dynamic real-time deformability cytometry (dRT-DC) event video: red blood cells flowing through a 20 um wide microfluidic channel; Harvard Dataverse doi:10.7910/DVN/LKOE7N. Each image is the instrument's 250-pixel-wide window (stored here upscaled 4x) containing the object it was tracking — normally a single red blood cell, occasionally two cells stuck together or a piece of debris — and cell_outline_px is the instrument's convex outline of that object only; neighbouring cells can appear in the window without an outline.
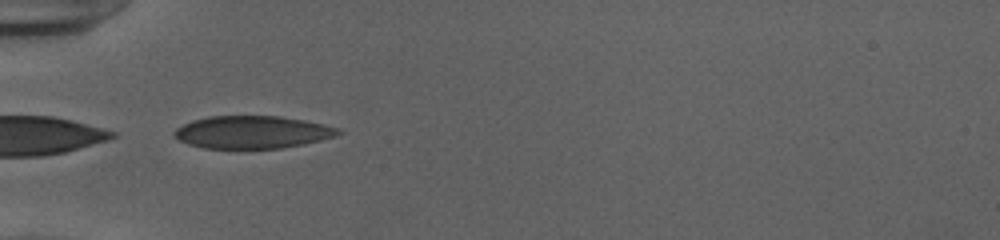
{"species": "human", "species_latin": "Homo sapiens", "temperature_condition": "cold", "stored_images_in_passage": 34, "camera_frame_rate_fps": 3000, "um_per_image_px": 0.085, "donor": {"sex": "female"}, "frame": {"image": 1, "passage_image": 1, "time_ms": 0.0, "image_size_px": [1000, 240], "cell_outline_px": [[344, 132], [336, 136], [304, 144], [280, 148], [204, 148], [188, 144], [172, 136], [172, 132], [176, 128], [192, 120], [208, 116], [280, 116], [304, 120], [340, 128]], "centroid_in_image_um": [21.44, 11.23], "position_along_channel_um": 63.6, "area_um2": 31.21}}
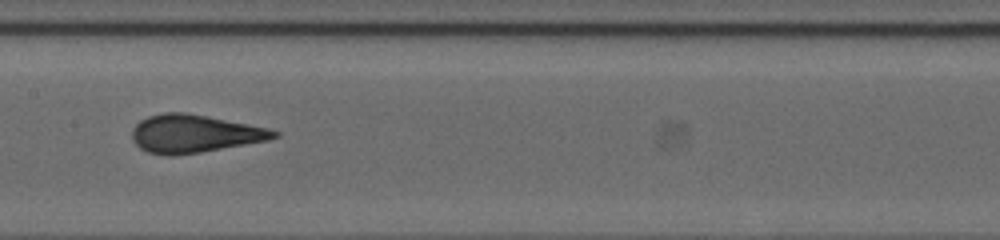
{"frame": {"image": 2, "passage_image": 11, "time_ms": 3.333, "image_size_px": [1000, 240], "cell_outline_px": [[280, 136], [268, 140], [200, 152], [172, 156], [168, 156], [148, 152], [140, 148], [132, 140], [132, 128], [140, 120], [148, 116], [164, 112], [184, 112], [272, 128], [280, 132]], "centroid_in_image_um": [16.53, 11.36], "position_along_channel_um": 190.9, "area_um2": 31.44}}
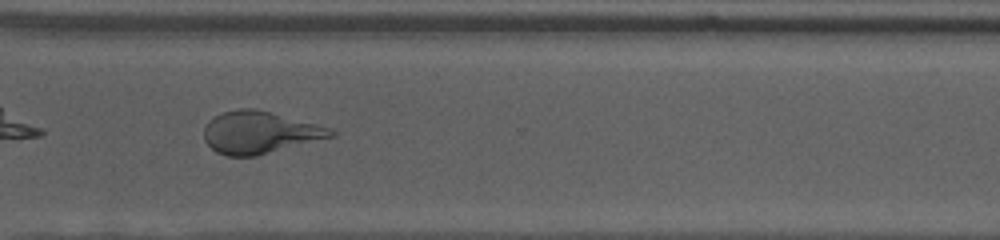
{"frame": {"image": 3, "passage_image": 23, "time_ms": 7.333, "image_size_px": [1000, 240], "cell_outline_px": [[336, 136], [256, 156], [224, 156], [216, 152], [204, 140], [204, 128], [220, 112], [240, 108], [256, 108], [328, 128], [336, 132]], "centroid_in_image_um": [22.04, 11.27], "position_along_channel_um": 348.6, "area_um2": 30.87}}